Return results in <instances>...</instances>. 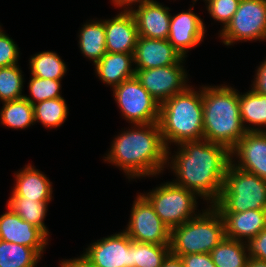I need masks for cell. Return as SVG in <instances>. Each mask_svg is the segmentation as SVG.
<instances>
[{"instance_id": "6da1fadb", "label": "cell", "mask_w": 266, "mask_h": 267, "mask_svg": "<svg viewBox=\"0 0 266 267\" xmlns=\"http://www.w3.org/2000/svg\"><path fill=\"white\" fill-rule=\"evenodd\" d=\"M176 147V151L167 149V169L176 177L172 181L194 191L206 205H213L220 198L231 151L205 139L186 141Z\"/></svg>"}, {"instance_id": "7a4b0ae2", "label": "cell", "mask_w": 266, "mask_h": 267, "mask_svg": "<svg viewBox=\"0 0 266 267\" xmlns=\"http://www.w3.org/2000/svg\"><path fill=\"white\" fill-rule=\"evenodd\" d=\"M129 125L114 135L103 161L121 170L128 182L161 176L167 168V148L159 123Z\"/></svg>"}, {"instance_id": "3957f363", "label": "cell", "mask_w": 266, "mask_h": 267, "mask_svg": "<svg viewBox=\"0 0 266 267\" xmlns=\"http://www.w3.org/2000/svg\"><path fill=\"white\" fill-rule=\"evenodd\" d=\"M203 139L230 151L246 134L239 110V90L231 85H202Z\"/></svg>"}, {"instance_id": "277c9868", "label": "cell", "mask_w": 266, "mask_h": 267, "mask_svg": "<svg viewBox=\"0 0 266 267\" xmlns=\"http://www.w3.org/2000/svg\"><path fill=\"white\" fill-rule=\"evenodd\" d=\"M194 87L190 85L160 104L158 123L167 149L203 139L202 84L200 88Z\"/></svg>"}, {"instance_id": "5b68a950", "label": "cell", "mask_w": 266, "mask_h": 267, "mask_svg": "<svg viewBox=\"0 0 266 267\" xmlns=\"http://www.w3.org/2000/svg\"><path fill=\"white\" fill-rule=\"evenodd\" d=\"M205 206L196 217L171 229L172 254L210 253L225 238L222 216L213 205Z\"/></svg>"}, {"instance_id": "8992f818", "label": "cell", "mask_w": 266, "mask_h": 267, "mask_svg": "<svg viewBox=\"0 0 266 267\" xmlns=\"http://www.w3.org/2000/svg\"><path fill=\"white\" fill-rule=\"evenodd\" d=\"M213 206L219 213L266 209V180L230 162L220 198Z\"/></svg>"}, {"instance_id": "52a82bcc", "label": "cell", "mask_w": 266, "mask_h": 267, "mask_svg": "<svg viewBox=\"0 0 266 267\" xmlns=\"http://www.w3.org/2000/svg\"><path fill=\"white\" fill-rule=\"evenodd\" d=\"M141 194L170 229L196 217L203 210L198 208L200 202L197 200L200 197L194 191L179 186L173 181L162 182L149 192L144 191Z\"/></svg>"}, {"instance_id": "ba28073f", "label": "cell", "mask_w": 266, "mask_h": 267, "mask_svg": "<svg viewBox=\"0 0 266 267\" xmlns=\"http://www.w3.org/2000/svg\"><path fill=\"white\" fill-rule=\"evenodd\" d=\"M226 47L237 42L266 41V0H241L236 13L218 39Z\"/></svg>"}, {"instance_id": "9c48e42d", "label": "cell", "mask_w": 266, "mask_h": 267, "mask_svg": "<svg viewBox=\"0 0 266 267\" xmlns=\"http://www.w3.org/2000/svg\"><path fill=\"white\" fill-rule=\"evenodd\" d=\"M122 118L129 124H151L159 121L160 104L135 77L111 89Z\"/></svg>"}, {"instance_id": "30bf717a", "label": "cell", "mask_w": 266, "mask_h": 267, "mask_svg": "<svg viewBox=\"0 0 266 267\" xmlns=\"http://www.w3.org/2000/svg\"><path fill=\"white\" fill-rule=\"evenodd\" d=\"M137 194L123 231L132 241L170 245L171 229L161 221L150 202L140 192Z\"/></svg>"}, {"instance_id": "8fae6325", "label": "cell", "mask_w": 266, "mask_h": 267, "mask_svg": "<svg viewBox=\"0 0 266 267\" xmlns=\"http://www.w3.org/2000/svg\"><path fill=\"white\" fill-rule=\"evenodd\" d=\"M135 71L136 78L159 104L184 92L191 85L190 74L184 64Z\"/></svg>"}, {"instance_id": "7c38bea8", "label": "cell", "mask_w": 266, "mask_h": 267, "mask_svg": "<svg viewBox=\"0 0 266 267\" xmlns=\"http://www.w3.org/2000/svg\"><path fill=\"white\" fill-rule=\"evenodd\" d=\"M86 246L81 255L96 267H133L132 240L123 230Z\"/></svg>"}, {"instance_id": "4fadbf2b", "label": "cell", "mask_w": 266, "mask_h": 267, "mask_svg": "<svg viewBox=\"0 0 266 267\" xmlns=\"http://www.w3.org/2000/svg\"><path fill=\"white\" fill-rule=\"evenodd\" d=\"M194 6L195 3L186 11L171 13L167 40L184 58L206 38V25L201 16L193 12Z\"/></svg>"}, {"instance_id": "5bb4252c", "label": "cell", "mask_w": 266, "mask_h": 267, "mask_svg": "<svg viewBox=\"0 0 266 267\" xmlns=\"http://www.w3.org/2000/svg\"><path fill=\"white\" fill-rule=\"evenodd\" d=\"M0 215V240L17 243L33 248L41 257L44 256L49 238L37 227L24 221L8 206Z\"/></svg>"}, {"instance_id": "9a60e30c", "label": "cell", "mask_w": 266, "mask_h": 267, "mask_svg": "<svg viewBox=\"0 0 266 267\" xmlns=\"http://www.w3.org/2000/svg\"><path fill=\"white\" fill-rule=\"evenodd\" d=\"M231 162L266 180V132H246L231 150Z\"/></svg>"}, {"instance_id": "2e32d148", "label": "cell", "mask_w": 266, "mask_h": 267, "mask_svg": "<svg viewBox=\"0 0 266 267\" xmlns=\"http://www.w3.org/2000/svg\"><path fill=\"white\" fill-rule=\"evenodd\" d=\"M135 69H151L185 64L186 58L167 39H149L139 36L133 54Z\"/></svg>"}, {"instance_id": "e0dca14e", "label": "cell", "mask_w": 266, "mask_h": 267, "mask_svg": "<svg viewBox=\"0 0 266 267\" xmlns=\"http://www.w3.org/2000/svg\"><path fill=\"white\" fill-rule=\"evenodd\" d=\"M104 27L108 53L134 54L139 34L131 12H119L104 19Z\"/></svg>"}, {"instance_id": "ac0fdd59", "label": "cell", "mask_w": 266, "mask_h": 267, "mask_svg": "<svg viewBox=\"0 0 266 267\" xmlns=\"http://www.w3.org/2000/svg\"><path fill=\"white\" fill-rule=\"evenodd\" d=\"M14 186L9 198H26L27 200L52 201L53 183L49 177L36 166L26 164L23 169L14 172Z\"/></svg>"}, {"instance_id": "d6986e66", "label": "cell", "mask_w": 266, "mask_h": 267, "mask_svg": "<svg viewBox=\"0 0 266 267\" xmlns=\"http://www.w3.org/2000/svg\"><path fill=\"white\" fill-rule=\"evenodd\" d=\"M171 8L154 0L131 13L136 21L138 34L149 39H168Z\"/></svg>"}, {"instance_id": "ffe728a7", "label": "cell", "mask_w": 266, "mask_h": 267, "mask_svg": "<svg viewBox=\"0 0 266 267\" xmlns=\"http://www.w3.org/2000/svg\"><path fill=\"white\" fill-rule=\"evenodd\" d=\"M224 222L225 237L247 242L266 228V209L246 210L240 213H220Z\"/></svg>"}, {"instance_id": "44dd1931", "label": "cell", "mask_w": 266, "mask_h": 267, "mask_svg": "<svg viewBox=\"0 0 266 267\" xmlns=\"http://www.w3.org/2000/svg\"><path fill=\"white\" fill-rule=\"evenodd\" d=\"M96 78L105 86L114 88L121 82L135 77L133 54L108 53L94 64Z\"/></svg>"}, {"instance_id": "7402d4cb", "label": "cell", "mask_w": 266, "mask_h": 267, "mask_svg": "<svg viewBox=\"0 0 266 267\" xmlns=\"http://www.w3.org/2000/svg\"><path fill=\"white\" fill-rule=\"evenodd\" d=\"M247 92L239 91V110L247 132H266V95L251 86Z\"/></svg>"}, {"instance_id": "603a6c76", "label": "cell", "mask_w": 266, "mask_h": 267, "mask_svg": "<svg viewBox=\"0 0 266 267\" xmlns=\"http://www.w3.org/2000/svg\"><path fill=\"white\" fill-rule=\"evenodd\" d=\"M81 26L77 35L78 48L81 54L94 65L107 52L104 18L87 20Z\"/></svg>"}, {"instance_id": "cb8c5ba5", "label": "cell", "mask_w": 266, "mask_h": 267, "mask_svg": "<svg viewBox=\"0 0 266 267\" xmlns=\"http://www.w3.org/2000/svg\"><path fill=\"white\" fill-rule=\"evenodd\" d=\"M0 124L13 130H26L35 125L34 107L24 97L2 103Z\"/></svg>"}, {"instance_id": "d4e9b609", "label": "cell", "mask_w": 266, "mask_h": 267, "mask_svg": "<svg viewBox=\"0 0 266 267\" xmlns=\"http://www.w3.org/2000/svg\"><path fill=\"white\" fill-rule=\"evenodd\" d=\"M30 74L42 79L62 80L68 66L55 51H42L30 55L29 58Z\"/></svg>"}, {"instance_id": "484cf974", "label": "cell", "mask_w": 266, "mask_h": 267, "mask_svg": "<svg viewBox=\"0 0 266 267\" xmlns=\"http://www.w3.org/2000/svg\"><path fill=\"white\" fill-rule=\"evenodd\" d=\"M51 201L27 200L26 198H9L6 205L24 221L39 228L49 239L50 233L45 218L48 211V205Z\"/></svg>"}, {"instance_id": "4316f807", "label": "cell", "mask_w": 266, "mask_h": 267, "mask_svg": "<svg viewBox=\"0 0 266 267\" xmlns=\"http://www.w3.org/2000/svg\"><path fill=\"white\" fill-rule=\"evenodd\" d=\"M210 254L216 267H246L249 260L246 243L226 237Z\"/></svg>"}, {"instance_id": "83f0119b", "label": "cell", "mask_w": 266, "mask_h": 267, "mask_svg": "<svg viewBox=\"0 0 266 267\" xmlns=\"http://www.w3.org/2000/svg\"><path fill=\"white\" fill-rule=\"evenodd\" d=\"M34 121L47 130L61 127L67 120L69 108L64 97L48 99L33 105Z\"/></svg>"}, {"instance_id": "f1b7e54d", "label": "cell", "mask_w": 266, "mask_h": 267, "mask_svg": "<svg viewBox=\"0 0 266 267\" xmlns=\"http://www.w3.org/2000/svg\"><path fill=\"white\" fill-rule=\"evenodd\" d=\"M41 258L33 248L0 240V267H38Z\"/></svg>"}, {"instance_id": "f546056e", "label": "cell", "mask_w": 266, "mask_h": 267, "mask_svg": "<svg viewBox=\"0 0 266 267\" xmlns=\"http://www.w3.org/2000/svg\"><path fill=\"white\" fill-rule=\"evenodd\" d=\"M170 252V245L132 241L133 267H161Z\"/></svg>"}, {"instance_id": "4dcf8cb0", "label": "cell", "mask_w": 266, "mask_h": 267, "mask_svg": "<svg viewBox=\"0 0 266 267\" xmlns=\"http://www.w3.org/2000/svg\"><path fill=\"white\" fill-rule=\"evenodd\" d=\"M19 64L0 67V102L12 101L24 97V73Z\"/></svg>"}, {"instance_id": "1f68e13d", "label": "cell", "mask_w": 266, "mask_h": 267, "mask_svg": "<svg viewBox=\"0 0 266 267\" xmlns=\"http://www.w3.org/2000/svg\"><path fill=\"white\" fill-rule=\"evenodd\" d=\"M28 86L29 95L24 93V98L27 99L32 105L39 102L60 98L62 96V80L42 79L31 75L29 78Z\"/></svg>"}, {"instance_id": "d6a6232c", "label": "cell", "mask_w": 266, "mask_h": 267, "mask_svg": "<svg viewBox=\"0 0 266 267\" xmlns=\"http://www.w3.org/2000/svg\"><path fill=\"white\" fill-rule=\"evenodd\" d=\"M241 0H208L205 3L207 13L215 21L220 23V30L223 31L232 20ZM222 23V24H221Z\"/></svg>"}, {"instance_id": "836d02e7", "label": "cell", "mask_w": 266, "mask_h": 267, "mask_svg": "<svg viewBox=\"0 0 266 267\" xmlns=\"http://www.w3.org/2000/svg\"><path fill=\"white\" fill-rule=\"evenodd\" d=\"M20 48L8 33L0 26V67H8L20 60Z\"/></svg>"}, {"instance_id": "e575fe53", "label": "cell", "mask_w": 266, "mask_h": 267, "mask_svg": "<svg viewBox=\"0 0 266 267\" xmlns=\"http://www.w3.org/2000/svg\"><path fill=\"white\" fill-rule=\"evenodd\" d=\"M249 258L266 261V228L246 242Z\"/></svg>"}, {"instance_id": "d590c367", "label": "cell", "mask_w": 266, "mask_h": 267, "mask_svg": "<svg viewBox=\"0 0 266 267\" xmlns=\"http://www.w3.org/2000/svg\"><path fill=\"white\" fill-rule=\"evenodd\" d=\"M179 257L184 267H216L210 253H194Z\"/></svg>"}, {"instance_id": "8d00e7d4", "label": "cell", "mask_w": 266, "mask_h": 267, "mask_svg": "<svg viewBox=\"0 0 266 267\" xmlns=\"http://www.w3.org/2000/svg\"><path fill=\"white\" fill-rule=\"evenodd\" d=\"M256 66L253 81L250 85L256 92L266 95V57Z\"/></svg>"}, {"instance_id": "74e56055", "label": "cell", "mask_w": 266, "mask_h": 267, "mask_svg": "<svg viewBox=\"0 0 266 267\" xmlns=\"http://www.w3.org/2000/svg\"><path fill=\"white\" fill-rule=\"evenodd\" d=\"M152 1L154 0H111V3L117 9L119 8V12H132L134 9Z\"/></svg>"}, {"instance_id": "f35d334b", "label": "cell", "mask_w": 266, "mask_h": 267, "mask_svg": "<svg viewBox=\"0 0 266 267\" xmlns=\"http://www.w3.org/2000/svg\"><path fill=\"white\" fill-rule=\"evenodd\" d=\"M67 267H96L92 265L86 258L81 254L75 258H65L61 260Z\"/></svg>"}, {"instance_id": "ab89813d", "label": "cell", "mask_w": 266, "mask_h": 267, "mask_svg": "<svg viewBox=\"0 0 266 267\" xmlns=\"http://www.w3.org/2000/svg\"><path fill=\"white\" fill-rule=\"evenodd\" d=\"M161 267H184V265L179 256H176L170 252L165 258Z\"/></svg>"}, {"instance_id": "60d3db41", "label": "cell", "mask_w": 266, "mask_h": 267, "mask_svg": "<svg viewBox=\"0 0 266 267\" xmlns=\"http://www.w3.org/2000/svg\"><path fill=\"white\" fill-rule=\"evenodd\" d=\"M246 267H266V261H261L255 258H249Z\"/></svg>"}, {"instance_id": "b9f144b4", "label": "cell", "mask_w": 266, "mask_h": 267, "mask_svg": "<svg viewBox=\"0 0 266 267\" xmlns=\"http://www.w3.org/2000/svg\"><path fill=\"white\" fill-rule=\"evenodd\" d=\"M58 267H67L61 260L59 261Z\"/></svg>"}, {"instance_id": "7bdbcfd3", "label": "cell", "mask_w": 266, "mask_h": 267, "mask_svg": "<svg viewBox=\"0 0 266 267\" xmlns=\"http://www.w3.org/2000/svg\"><path fill=\"white\" fill-rule=\"evenodd\" d=\"M198 0H192V3H196ZM208 0H203L204 3H206Z\"/></svg>"}]
</instances>
